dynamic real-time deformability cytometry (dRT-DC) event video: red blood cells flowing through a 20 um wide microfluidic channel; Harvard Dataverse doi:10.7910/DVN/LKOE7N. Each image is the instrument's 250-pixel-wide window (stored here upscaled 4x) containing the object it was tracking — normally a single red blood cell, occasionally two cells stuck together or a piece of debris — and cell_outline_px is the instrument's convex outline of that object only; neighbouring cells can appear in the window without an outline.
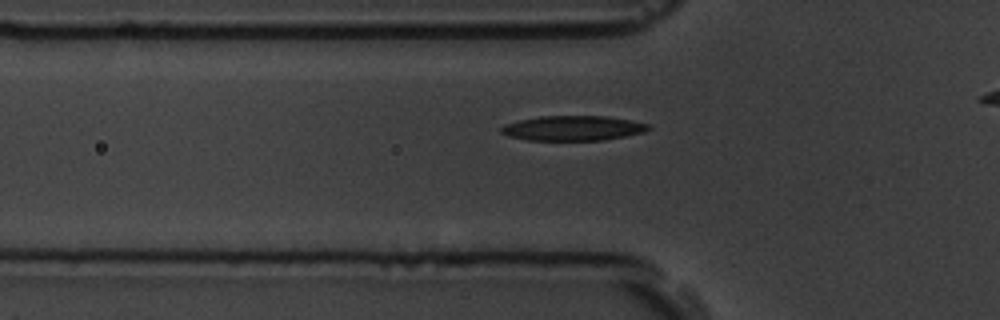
{"species": "common noctule bat (a hibernating species)", "species_latin": "Nyctalus noctula", "temperature_condition": "room temperature", "stored_images_in_passage": 41, "camera_frame_rate_fps": 3000, "um_per_image_px": 0.085, "animal": {"sex": "male", "body_mass_g": 19.5, "forearm_length_mm": 54.6}, "frame": {"image": 1, "passage_image": 10, "time_ms": 3.0, "image_size_px": [1000, 320], "cell_outline_px": [[652, 128], [644, 132], [604, 140], [528, 140], [508, 136], [500, 132], [500, 128], [504, 124], [520, 120], [540, 116], [608, 116], [648, 124]], "centroid_in_image_um": [48.68, 10.89], "position_along_channel_um": 77.1, "area_um2": 21.27}}
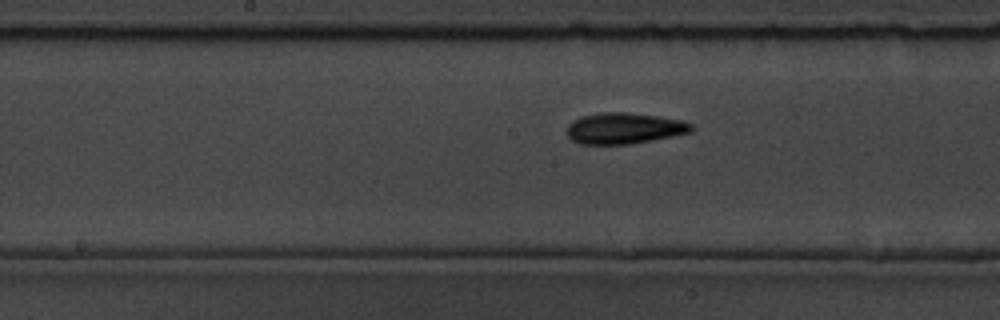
{"frame": {"image": 2, "passage_image": 20, "time_ms": 6.333, "image_size_px": [1000, 320], "cell_outline_px": [[692, 132], [652, 140], [628, 144], [580, 144], [572, 140], [564, 132], [568, 124], [572, 120], [580, 116], [600, 112], [624, 112], [656, 116], [684, 120], [692, 124]], "centroid_in_image_um": [53.0, 10.9], "position_along_channel_um": 195.2, "area_um2": 22.72}}
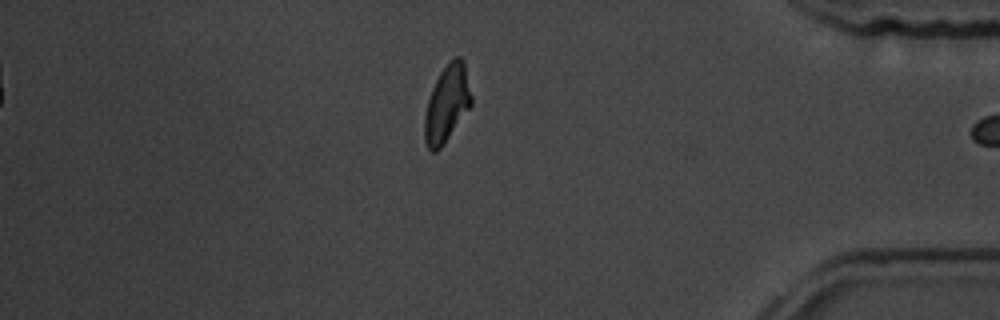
{"frame": {"image": 3, "passage_image": 40, "time_ms": 13.0, "image_size_px": [1000, 320], "cell_outline_px": [[472, 104], [440, 148], [436, 152], [432, 152], [428, 148], [424, 140], [424, 116], [428, 100], [432, 88], [440, 72], [456, 56], [460, 56], [464, 60], [472, 96]], "centroid_in_image_um": [37.98, 8.81], "position_along_channel_um": 397.2, "area_um2": 20.69}}